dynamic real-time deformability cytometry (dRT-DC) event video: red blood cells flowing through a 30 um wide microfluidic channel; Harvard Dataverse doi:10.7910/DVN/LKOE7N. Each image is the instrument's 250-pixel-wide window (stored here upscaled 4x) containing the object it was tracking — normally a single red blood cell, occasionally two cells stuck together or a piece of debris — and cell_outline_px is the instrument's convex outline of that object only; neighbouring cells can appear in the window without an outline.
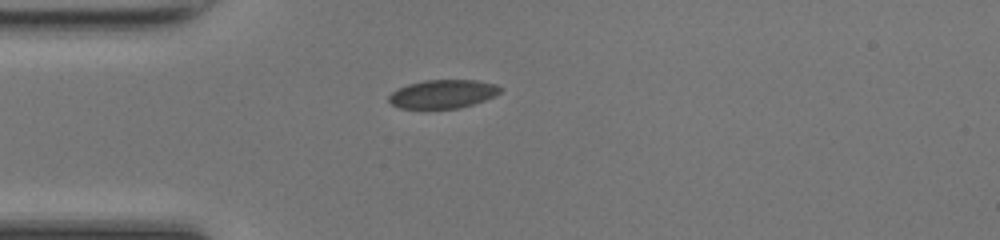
{"species": "common noctule bat (a hibernating species)", "species_latin": "Nyctalus noctula", "temperature_condition": "room temperature", "stored_images_in_passage": 30, "camera_frame_rate_fps": 3000, "um_per_image_px": 0.085, "animal": {"sex": "female", "body_mass_g": 17.0, "forearm_length_mm": 48.0}, "frame": {"image": 1, "passage_image": 1, "time_ms": 0.0, "image_size_px": [1000, 240], "cell_outline_px": [[504, 88], [500, 92], [484, 100], [460, 108], [400, 108], [392, 104], [388, 100], [388, 96], [392, 92], [408, 84], [424, 80], [476, 80], [496, 84]], "centroid_in_image_um": [37.65, 7.98], "position_along_channel_um": 47.4, "area_um2": 18.38}}
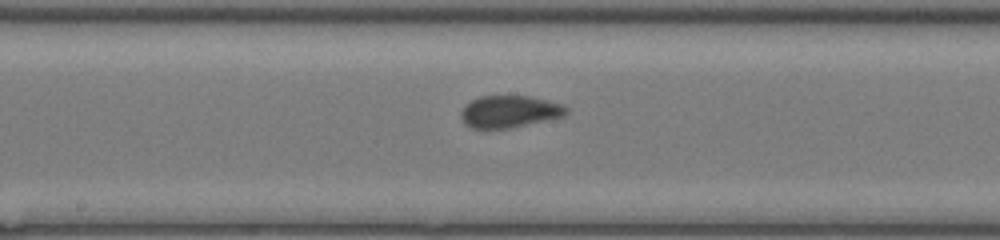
{"frame": {"image": 2, "passage_image": 13, "time_ms": 4.0, "image_size_px": [1000, 240], "cell_outline_px": [[568, 112], [564, 116], [508, 128], [472, 128], [464, 124], [460, 116], [460, 112], [472, 100], [480, 96], [528, 96], [560, 104], [568, 108]], "centroid_in_image_um": [43.28, 9.49], "position_along_channel_um": 204.9, "area_um2": 19.31}}
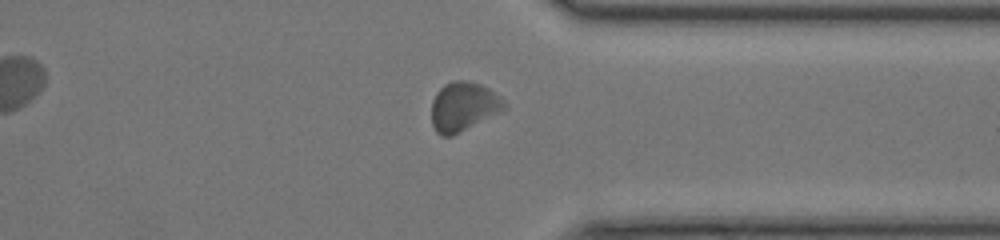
{"frame": {"image": 3, "passage_image": 25, "time_ms": 8.0, "image_size_px": [1000, 240], "cell_outline_px": [[508, 104], [504, 108], [460, 132], [452, 136], [440, 136], [436, 132], [432, 124], [432, 100], [436, 92], [444, 84], [456, 80], [468, 80], [480, 84], [488, 88], [500, 96]], "centroid_in_image_um": [39.35, 9.04], "position_along_channel_um": 372.0, "area_um2": 20.58}, "authors_computed_cell_mechanics": {"area_um2": 19.2763, "velocity_mm_per_s": 4.2686, "shape_relaxation_time_tau1_ms": 2.3884, "shape_relaxation_time_tau2_ms": 0.8343, "deformation_change_tau1": 0.0611, "deformation_change_tau2": 0.0522}}